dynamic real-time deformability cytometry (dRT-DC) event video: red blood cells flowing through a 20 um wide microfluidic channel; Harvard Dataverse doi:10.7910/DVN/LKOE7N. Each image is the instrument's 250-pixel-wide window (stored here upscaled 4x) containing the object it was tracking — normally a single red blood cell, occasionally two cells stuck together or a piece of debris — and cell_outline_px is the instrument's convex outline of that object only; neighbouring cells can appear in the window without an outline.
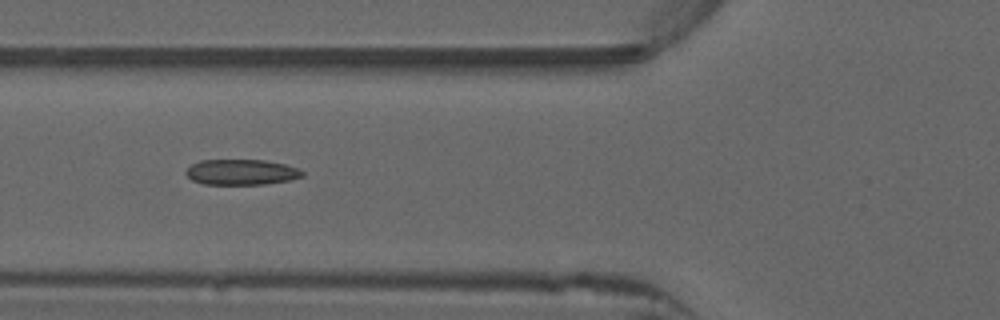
{"species": "common noctule bat (a hibernating species)", "species_latin": "Nyctalus noctula", "temperature_condition": "warm", "stored_images_in_passage": 33, "camera_frame_rate_fps": 3000, "um_per_image_px": 0.085, "animal": {"sex": "male", "forearm_length_mm": 52.5}, "frame": {"image": 1, "passage_image": 5, "time_ms": 1.333, "image_size_px": [1000, 320], "cell_outline_px": [[304, 176], [288, 180], [264, 184], [204, 184], [192, 180], [184, 172], [192, 164], [200, 160], [264, 160], [284, 164], [300, 168], [304, 172]], "centroid_in_image_um": [20.53, 14.62], "position_along_channel_um": 105.3, "area_um2": 17.28}, "authors_computed_cell_mechanics": {"area_um2": 17.051, "velocity_mm_per_s": 3.9794, "shape_relaxation_time_tau1_ms": null, "shape_relaxation_time_tau2_ms": 3.0557, "deformation_change_tau1": null, "deformation_change_tau2": 0.0979}}